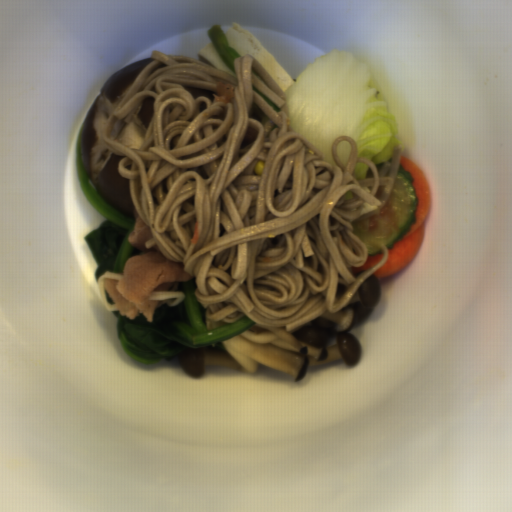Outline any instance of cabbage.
Masks as SVG:
<instances>
[{"label": "cabbage", "mask_w": 512, "mask_h": 512, "mask_svg": "<svg viewBox=\"0 0 512 512\" xmlns=\"http://www.w3.org/2000/svg\"><path fill=\"white\" fill-rule=\"evenodd\" d=\"M284 106L288 114L287 132L300 133L336 166L331 143L338 136H351L358 151L372 161L378 171L391 163L393 148L404 143L397 137L400 129L371 66L345 50L319 55L285 90Z\"/></svg>", "instance_id": "cabbage-1"}, {"label": "cabbage", "mask_w": 512, "mask_h": 512, "mask_svg": "<svg viewBox=\"0 0 512 512\" xmlns=\"http://www.w3.org/2000/svg\"><path fill=\"white\" fill-rule=\"evenodd\" d=\"M351 146L349 142H340L336 144V154L341 163L346 166L350 160Z\"/></svg>", "instance_id": "cabbage-2"}, {"label": "cabbage", "mask_w": 512, "mask_h": 512, "mask_svg": "<svg viewBox=\"0 0 512 512\" xmlns=\"http://www.w3.org/2000/svg\"><path fill=\"white\" fill-rule=\"evenodd\" d=\"M369 166L365 163H357L352 173L354 179L365 180Z\"/></svg>", "instance_id": "cabbage-3"}]
</instances>
